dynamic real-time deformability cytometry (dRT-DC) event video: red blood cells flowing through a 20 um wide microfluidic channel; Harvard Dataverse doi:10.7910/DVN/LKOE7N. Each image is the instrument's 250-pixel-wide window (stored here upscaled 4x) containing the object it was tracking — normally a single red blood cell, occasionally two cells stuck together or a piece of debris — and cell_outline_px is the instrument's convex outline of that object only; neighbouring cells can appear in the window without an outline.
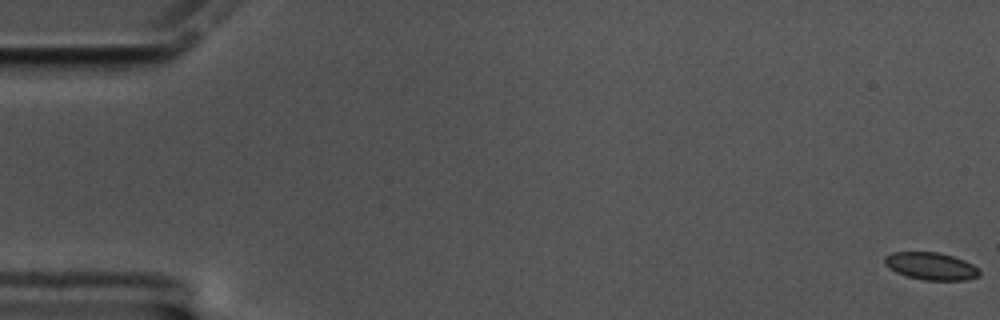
{"species": "common noctule bat (a hibernating species)", "species_latin": "Nyctalus noctula", "temperature_condition": "cold", "stored_images_in_passage": 60, "camera_frame_rate_fps": 3000, "um_per_image_px": 0.085, "animal": {"sex": "male", "body_mass_g": 17.5, "forearm_length_mm": 52.3}, "frame": {"image": 1, "passage_image": 1, "time_ms": 0.0, "image_size_px": [1000, 320], "cell_outline_px": [[980, 276], [964, 280], [924, 280], [908, 276], [896, 272], [884, 264], [884, 256], [892, 252], [936, 252], [952, 256], [964, 260], [972, 264], [980, 272]], "centroid_in_image_um": [79.11, 22.62], "position_along_channel_um": 5.9, "area_um2": 15.03}}
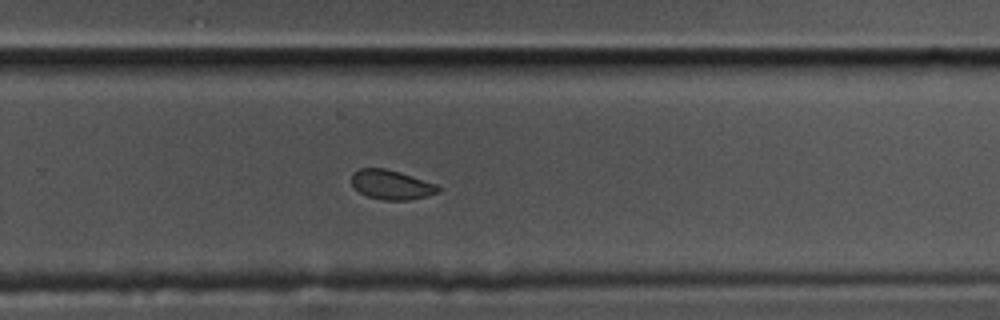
{"frame": {"image": 2, "passage_image": 40, "time_ms": 13.0, "image_size_px": [1000, 320], "cell_outline_px": [[440, 192], [428, 196], [408, 200], [384, 200], [368, 196], [360, 192], [352, 184], [352, 172], [360, 168], [384, 168], [400, 172], [436, 184], [440, 188]], "centroid_in_image_um": [33.28, 15.7], "position_along_channel_um": 296.5, "area_um2": 14.8}}
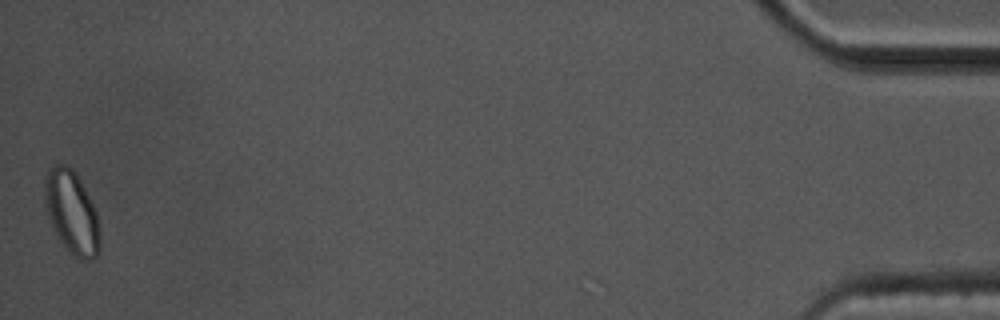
{"frame": {"image": 3, "passage_image": 60, "time_ms": 19.667, "image_size_px": [1000, 320], "cell_outline_px": [[100, 252], [92, 260], [80, 260], [64, 244], [56, 232], [48, 216], [44, 204], [44, 184], [48, 168], [52, 164], [64, 164], [72, 168], [76, 172], [96, 212], [100, 228]], "centroid_in_image_um": [6.1, 18.02], "position_along_channel_um": 429.1, "area_um2": 26.53}, "authors_computed_cell_mechanics": {"area_um2": 15.606, "velocity_mm_per_s": 3.3993, "shape_relaxation_time_tau1_ms": 3.8349, "shape_relaxation_time_tau2_ms": 3.1434, "deformation_change_tau1": 0.0842, "deformation_change_tau2": 0.0471}}